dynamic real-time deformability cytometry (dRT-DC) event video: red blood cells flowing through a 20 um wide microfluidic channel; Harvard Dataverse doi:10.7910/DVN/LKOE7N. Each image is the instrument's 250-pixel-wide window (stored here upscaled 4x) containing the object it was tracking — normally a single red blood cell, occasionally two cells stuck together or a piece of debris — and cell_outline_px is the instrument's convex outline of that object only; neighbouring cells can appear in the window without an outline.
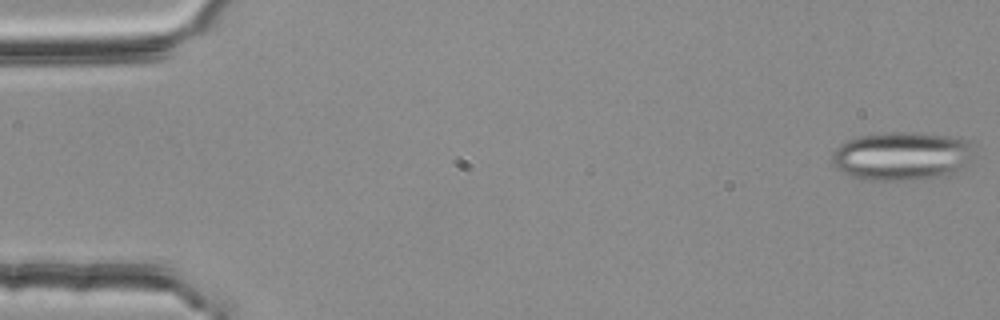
{"species": "common noctule bat (a hibernating species)", "species_latin": "Nyctalus noctula", "temperature_condition": "room temperature", "stored_images_in_passage": 14, "segment_of_instrument_passage": [1, 2], "camera_frame_rate_fps": 3000, "um_per_image_px": 0.085, "animal": {"sex": "female", "body_mass_g": 25.1}, "frame": {"image": 1, "passage_image": 1, "time_ms": 0.0, "image_size_px": [1000, 320], "cell_outline_px": [[972, 144], [956, 172], [944, 176], [920, 180], [872, 180], [852, 176], [836, 168], [832, 164], [832, 152], [840, 144], [848, 140], [860, 136], [888, 132], [904, 132], [948, 136], [972, 140]], "centroid_in_image_um": [76.56, 13.26], "position_along_channel_um": 8.4, "area_um2": 39.42}}